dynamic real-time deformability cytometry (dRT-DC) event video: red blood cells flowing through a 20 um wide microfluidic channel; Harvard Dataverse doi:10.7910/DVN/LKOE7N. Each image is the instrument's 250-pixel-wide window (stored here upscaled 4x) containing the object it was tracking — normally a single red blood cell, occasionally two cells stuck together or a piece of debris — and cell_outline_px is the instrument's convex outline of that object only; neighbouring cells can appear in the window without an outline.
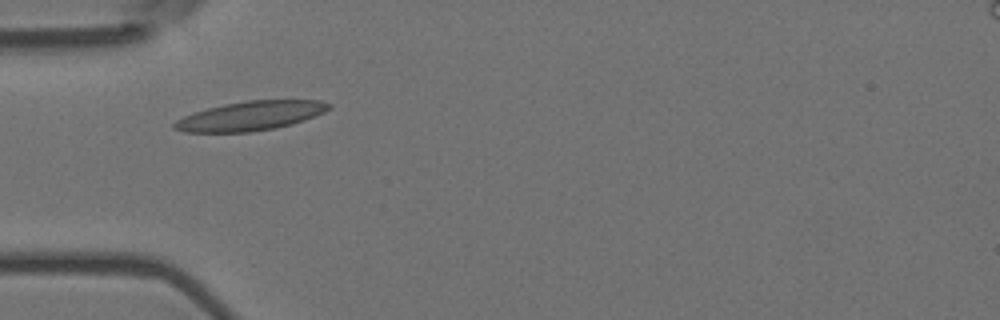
{"species": "Egyptian fruit bat (a non-hibernating species)", "species_latin": "Rousettus aegyptiacus", "temperature_condition": "room temperature", "stored_images_in_passage": 2, "camera_frame_rate_fps": 3000, "um_per_image_px": 0.085, "animal": {"sex": "female"}, "frame": {"image": 1, "passage_image": 1, "time_ms": 0.0, "image_size_px": [1000, 320], "cell_outline_px": [[332, 108], [324, 112], [304, 120], [292, 124], [276, 128], [248, 132], [184, 132], [172, 128], [172, 124], [176, 120], [192, 112], [224, 104], [248, 100], [320, 100], [332, 104]], "centroid_in_image_um": [21.29, 9.85], "position_along_channel_um": 63.7, "area_um2": 26.41}}